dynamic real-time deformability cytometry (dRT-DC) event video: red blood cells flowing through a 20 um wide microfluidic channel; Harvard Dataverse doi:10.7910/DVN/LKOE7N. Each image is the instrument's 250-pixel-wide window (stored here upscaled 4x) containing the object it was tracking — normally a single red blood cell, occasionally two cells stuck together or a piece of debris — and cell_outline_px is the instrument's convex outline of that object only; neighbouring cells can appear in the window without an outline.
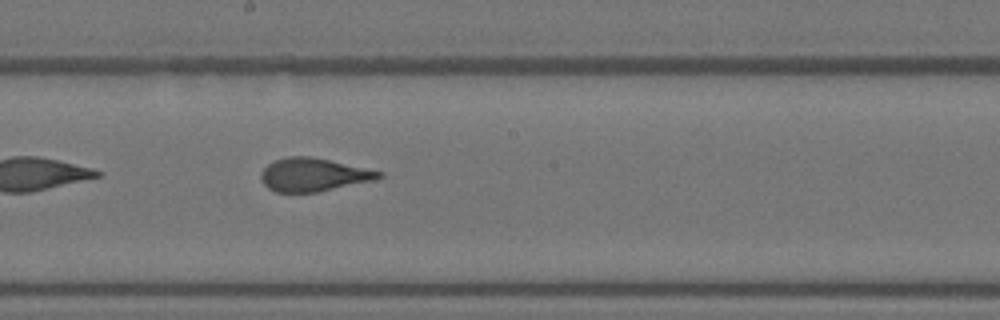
{"species": "Egyptian fruit bat (a non-hibernating species)", "species_latin": "Rousettus aegyptiacus", "temperature_condition": "warm", "stored_images_in_passage": 8, "camera_frame_rate_fps": 3000, "um_per_image_px": 0.085, "animal": {"sex": "female"}, "frame": {"image": 1, "passage_image": 8, "time_ms": 2.333, "image_size_px": [1000, 320], "cell_outline_px": [[384, 176], [376, 180], [316, 192], [276, 192], [268, 188], [260, 180], [260, 172], [268, 164], [276, 160], [288, 156], [312, 156], [384, 172]], "centroid_in_image_um": [26.64, 14.85], "position_along_channel_um": 221.6, "area_um2": 22.89}}